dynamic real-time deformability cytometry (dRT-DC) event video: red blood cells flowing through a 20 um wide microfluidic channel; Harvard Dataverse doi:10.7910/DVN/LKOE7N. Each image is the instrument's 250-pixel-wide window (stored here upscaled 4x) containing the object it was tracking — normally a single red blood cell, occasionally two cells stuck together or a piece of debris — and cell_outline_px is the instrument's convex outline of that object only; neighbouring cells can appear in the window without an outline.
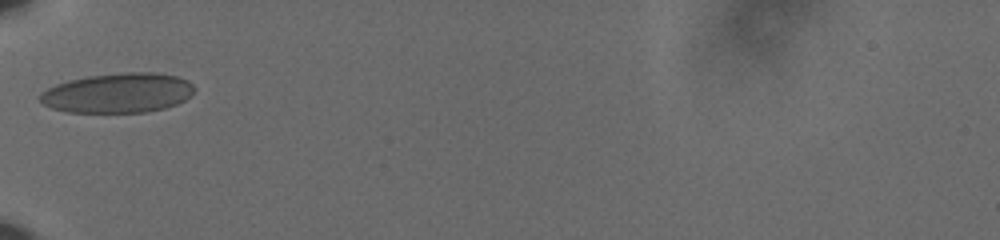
{"species": "human", "species_latin": "Homo sapiens", "temperature_condition": "cold", "stored_images_in_passage": 33, "camera_frame_rate_fps": 3000, "um_per_image_px": 0.085, "donor": {"sex": "male"}, "frame": {"image": 1, "passage_image": 1, "time_ms": 0.0, "image_size_px": [1000, 240], "cell_outline_px": [[196, 88], [184, 100], [176, 104], [164, 108], [148, 112], [68, 112], [52, 108], [44, 104], [40, 100], [40, 92], [56, 84], [68, 80], [88, 76], [124, 72], [156, 72], [176, 76], [188, 80]], "centroid_in_image_um": [10.03, 7.89], "position_along_channel_um": 75.0, "area_um2": 35.72}}
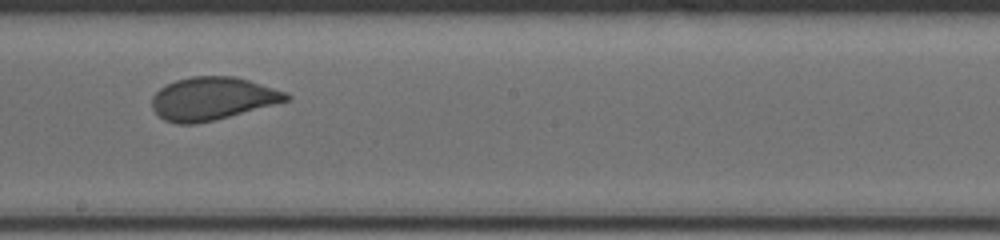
{"frame": {"image": 2, "passage_image": 14, "time_ms": 4.333, "image_size_px": [1000, 240], "cell_outline_px": [[292, 96], [288, 100], [216, 120], [196, 124], [176, 124], [164, 120], [152, 108], [152, 96], [160, 88], [176, 80], [192, 76], [232, 76], [248, 80], [288, 92]], "centroid_in_image_um": [18.04, 8.38], "position_along_channel_um": 230.2, "area_um2": 33.47}}
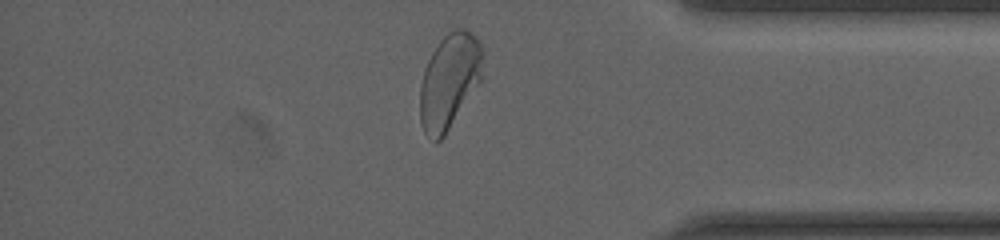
{"frame": {"image": 3, "passage_image": 29, "time_ms": 9.333, "image_size_px": [1000, 240], "cell_outline_px": [[484, 76], [444, 136], [440, 140], [436, 140], [424, 132], [420, 124], [420, 84], [424, 68], [432, 52], [440, 40], [448, 32], [456, 28], [464, 28], [476, 36], [484, 52]], "centroid_in_image_um": [38.22, 6.85], "position_along_channel_um": 397.0, "area_um2": 35.08}, "authors_computed_cell_mechanics": {"area_um2": 33.7552, "velocity_mm_per_s": 3.6232, "shape_relaxation_time_tau1_ms": 5.8738, "shape_relaxation_time_tau2_ms": null, "deformation_change_tau1": 0.1509, "deformation_change_tau2": null}}